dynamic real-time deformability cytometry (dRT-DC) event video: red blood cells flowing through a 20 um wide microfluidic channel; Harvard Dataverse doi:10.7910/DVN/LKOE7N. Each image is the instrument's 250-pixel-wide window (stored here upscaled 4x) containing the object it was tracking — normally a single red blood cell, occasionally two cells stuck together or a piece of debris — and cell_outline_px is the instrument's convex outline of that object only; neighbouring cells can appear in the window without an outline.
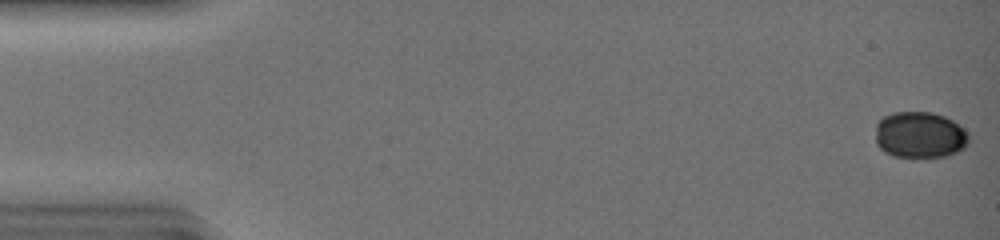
{"species": "common noctule bat (a hibernating species)", "species_latin": "Nyctalus noctula", "temperature_condition": "warm", "stored_images_in_passage": 47, "camera_frame_rate_fps": 3000, "um_per_image_px": 0.085, "animal": {"sex": "female", "body_mass_g": 19.0, "forearm_length_mm": 51.5}, "frame": {"image": 1, "passage_image": 1, "time_ms": 0.0, "image_size_px": [1000, 240], "cell_outline_px": [[968, 144], [964, 148], [948, 156], [896, 156], [884, 152], [876, 144], [876, 124], [884, 116], [892, 112], [932, 112], [944, 116], [952, 120], [964, 128], [968, 136]], "centroid_in_image_um": [78.18, 11.45], "position_along_channel_um": 6.8, "area_um2": 25.14}}
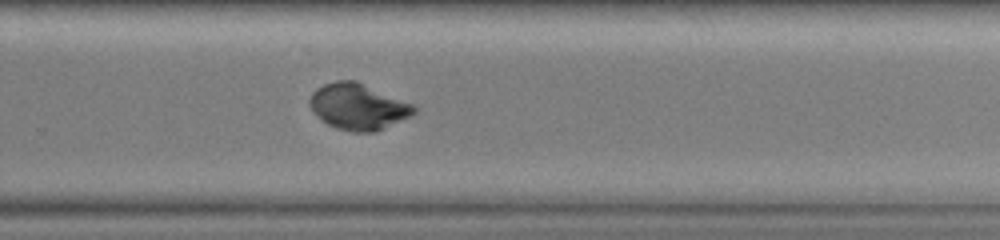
{"frame": {"image": 2, "passage_image": 33, "time_ms": 10.667, "image_size_px": [1000, 240], "cell_outline_px": [[416, 112], [412, 116], [376, 132], [352, 132], [336, 128], [328, 124], [308, 104], [308, 100], [312, 92], [316, 88], [324, 84], [336, 80], [356, 80], [412, 104], [416, 108]], "centroid_in_image_um": [30.45, 9.06], "position_along_channel_um": 299.3, "area_um2": 27.92}}
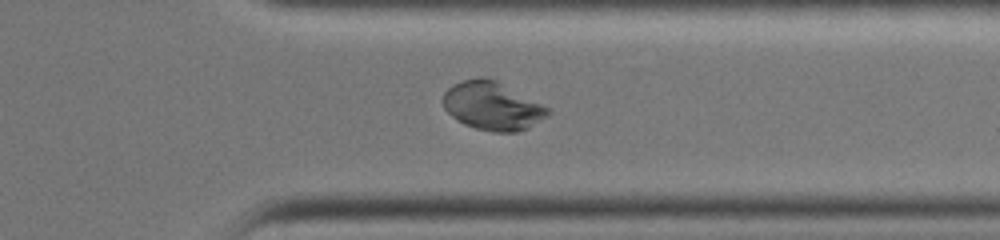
{"frame": {"image": 3, "passage_image": 38, "time_ms": 12.333, "image_size_px": [1000, 240], "cell_outline_px": [[552, 112], [548, 116], [516, 132], [492, 132], [476, 128], [464, 124], [456, 120], [444, 108], [444, 92], [452, 84], [460, 80], [480, 76], [488, 76], [552, 108]], "centroid_in_image_um": [41.86, 8.97], "position_along_channel_um": 369.5, "area_um2": 29.71}, "authors_computed_cell_mechanics": {"area_um2": 28.7266, "velocity_mm_per_s": 4.1709, "shape_relaxation_time_tau1_ms": 4.0406, "shape_relaxation_time_tau2_ms": null, "deformation_change_tau1": 0.108, "deformation_change_tau2": null}}